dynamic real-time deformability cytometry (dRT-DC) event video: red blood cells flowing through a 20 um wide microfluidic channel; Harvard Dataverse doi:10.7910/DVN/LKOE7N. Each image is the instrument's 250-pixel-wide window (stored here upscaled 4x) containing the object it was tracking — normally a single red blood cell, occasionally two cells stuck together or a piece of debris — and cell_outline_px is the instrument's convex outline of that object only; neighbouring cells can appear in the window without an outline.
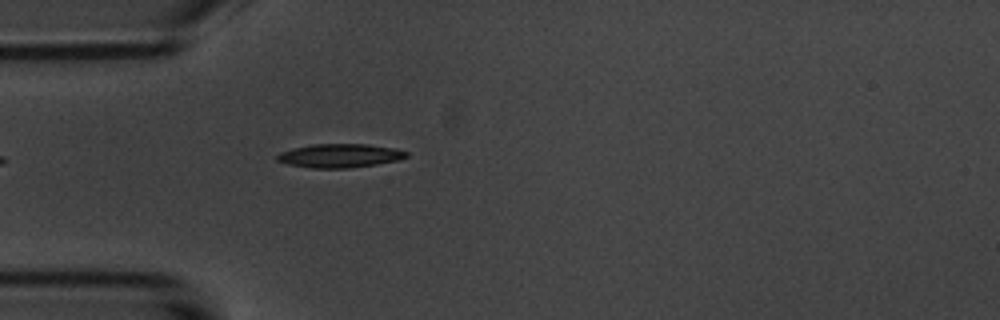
{"species": "common noctule bat (a hibernating species)", "species_latin": "Nyctalus noctula", "temperature_condition": "room temperature", "stored_images_in_passage": 3, "camera_frame_rate_fps": 3000, "um_per_image_px": 0.085, "animal": {"sex": "male", "body_mass_g": 20.1, "forearm_length_mm": 53.5}, "frame": {"image": 1, "passage_image": 3, "time_ms": 2.0, "image_size_px": [1000, 320], "cell_outline_px": [[408, 156], [400, 160], [376, 164], [348, 168], [312, 168], [288, 164], [276, 160], [276, 156], [280, 152], [292, 148], [312, 144], [368, 144], [396, 148], [408, 152]], "centroid_in_image_um": [28.9, 13.23], "position_along_channel_um": 56.1, "area_um2": 17.98}}